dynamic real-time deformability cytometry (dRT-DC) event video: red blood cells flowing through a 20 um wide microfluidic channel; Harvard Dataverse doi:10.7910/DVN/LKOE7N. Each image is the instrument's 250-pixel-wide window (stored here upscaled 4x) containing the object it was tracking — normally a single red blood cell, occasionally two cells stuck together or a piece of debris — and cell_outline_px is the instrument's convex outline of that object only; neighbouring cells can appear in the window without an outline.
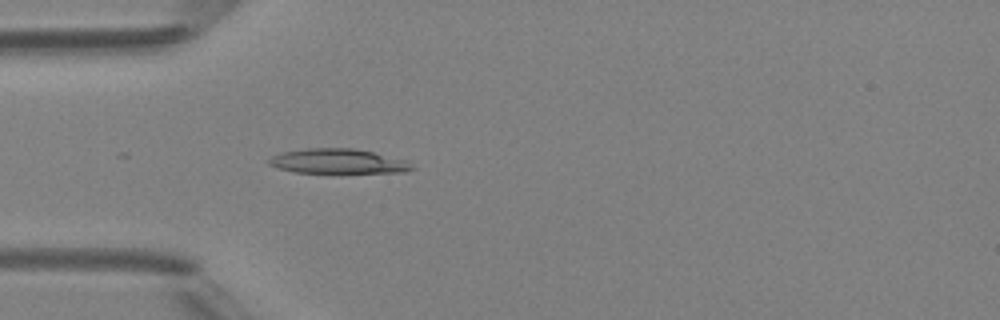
{"species": "Egyptian fruit bat (a non-hibernating species)", "species_latin": "Rousettus aegyptiacus", "temperature_condition": "room temperature", "stored_images_in_passage": 4, "camera_frame_rate_fps": 3000, "um_per_image_px": 0.085, "animal": {"sex": "female"}, "frame": {"image": 1, "passage_image": 4, "time_ms": 3.333, "image_size_px": [1000, 320], "cell_outline_px": [[416, 168], [404, 172], [296, 172], [280, 168], [268, 164], [268, 160], [272, 156], [280, 152], [304, 148], [352, 148], [372, 152], [404, 160]], "centroid_in_image_um": [28.68, 13.69], "position_along_channel_um": 56.3, "area_um2": 20.23}}